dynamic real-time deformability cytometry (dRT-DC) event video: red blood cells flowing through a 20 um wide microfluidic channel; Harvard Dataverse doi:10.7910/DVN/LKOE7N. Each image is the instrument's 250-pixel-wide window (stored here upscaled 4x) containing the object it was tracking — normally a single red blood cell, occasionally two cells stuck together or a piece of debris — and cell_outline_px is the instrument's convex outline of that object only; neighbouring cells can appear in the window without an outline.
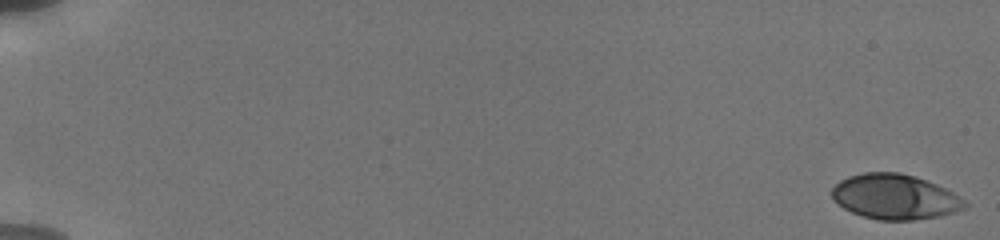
{"species": "human", "species_latin": "Homo sapiens", "temperature_condition": "cold", "stored_images_in_passage": 9, "camera_frame_rate_fps": 3000, "um_per_image_px": 0.085, "donor": {"sex": "male"}, "frame": {"image": 1, "passage_image": 1, "time_ms": 0.0, "image_size_px": [1000, 240], "cell_outline_px": [[968, 208], [940, 216], [912, 220], [880, 220], [864, 216], [852, 212], [844, 208], [832, 200], [832, 188], [840, 180], [848, 176], [864, 172], [900, 172], [916, 176], [936, 184], [952, 192], [964, 200], [968, 204]], "centroid_in_image_um": [76.07, 16.72], "position_along_channel_um": 8.9, "area_um2": 34.97}}
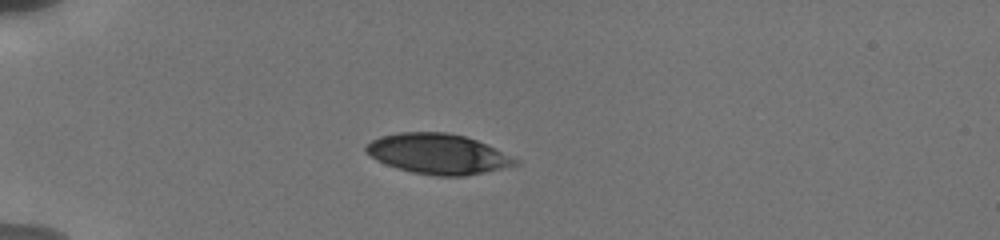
{"frame": {"image": 2, "passage_image": 7, "time_ms": 5.333, "image_size_px": [1000, 240], "cell_outline_px": [[520, 164], [484, 172], [464, 176], [436, 176], [412, 172], [396, 168], [376, 160], [364, 148], [372, 140], [380, 136], [396, 132], [444, 132], [464, 136], [476, 140], [520, 160]], "centroid_in_image_um": [37.22, 13.08], "position_along_channel_um": 47.8, "area_um2": 34.74}}
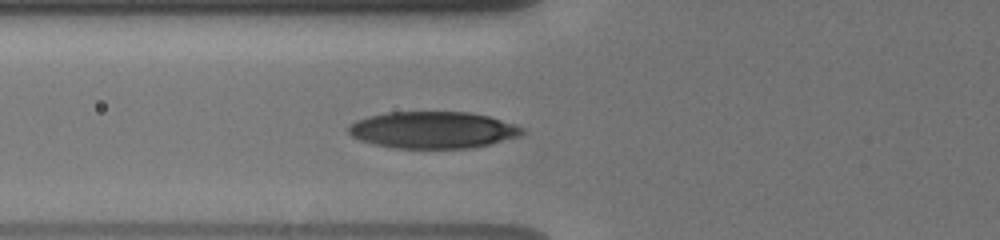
{"frame": {"image": 3, "passage_image": 9, "time_ms": 7.333, "image_size_px": [1000, 240], "cell_outline_px": [[524, 132], [520, 136], [472, 148], [396, 148], [376, 144], [360, 140], [352, 136], [348, 132], [348, 128], [356, 120], [368, 116], [388, 112], [468, 112], [488, 116], [524, 128]], "centroid_in_image_um": [36.78, 11.04], "position_along_channel_um": 89.0, "area_um2": 36.93}}